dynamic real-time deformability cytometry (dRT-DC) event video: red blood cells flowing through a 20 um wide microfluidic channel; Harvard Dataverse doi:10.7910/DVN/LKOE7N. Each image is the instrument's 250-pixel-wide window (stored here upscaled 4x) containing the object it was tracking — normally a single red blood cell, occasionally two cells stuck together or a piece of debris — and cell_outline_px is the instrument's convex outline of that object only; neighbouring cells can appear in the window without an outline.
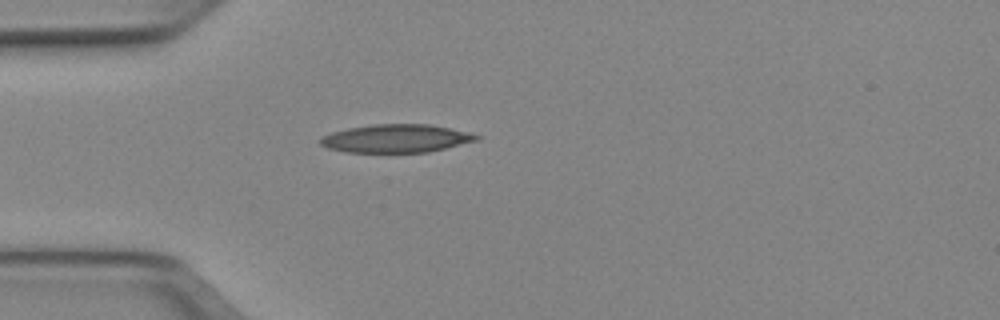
{"species": "Egyptian fruit bat (a non-hibernating species)", "species_latin": "Rousettus aegyptiacus", "temperature_condition": "cold", "stored_images_in_passage": 38, "camera_frame_rate_fps": 3000, "um_per_image_px": 0.085, "animal": {"sex": "female"}, "frame": {"image": 1, "passage_image": 1, "time_ms": 0.0, "image_size_px": [1000, 320], "cell_outline_px": [[480, 140], [428, 152], [344, 152], [328, 148], [320, 144], [320, 136], [332, 132], [348, 128], [372, 124], [428, 124], [468, 132], [480, 136]], "centroid_in_image_um": [33.65, 11.77], "position_along_channel_um": 51.3, "area_um2": 25.61}}
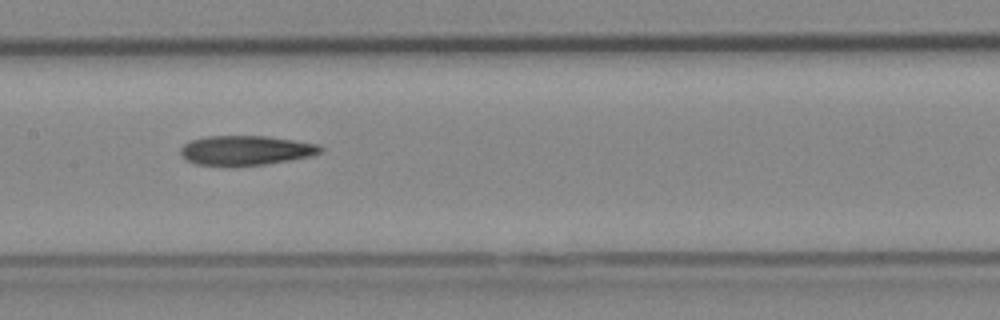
{"frame": {"image": 2, "passage_image": 12, "time_ms": 3.667, "image_size_px": [1000, 320], "cell_outline_px": [[324, 152], [308, 156], [288, 160], [264, 164], [232, 168], [196, 164], [188, 160], [180, 152], [180, 148], [184, 144], [192, 140], [208, 136], [264, 136], [320, 144], [324, 148]], "centroid_in_image_um": [20.89, 12.8], "position_along_channel_um": 186.5, "area_um2": 24.39}}
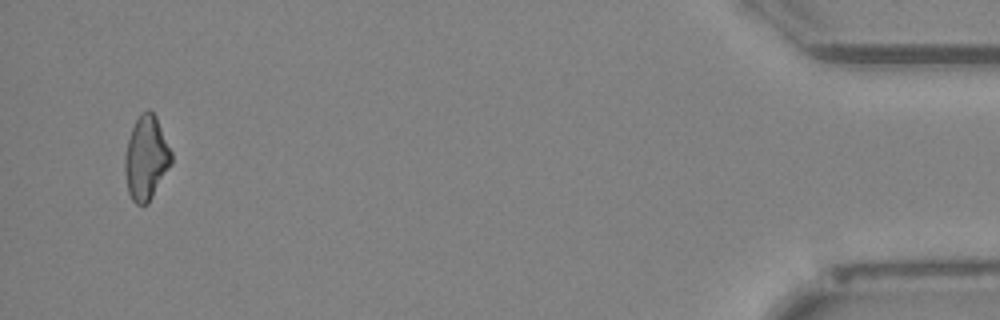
{"frame": {"image": 3, "passage_image": 36, "time_ms": 11.667, "image_size_px": [1000, 320], "cell_outline_px": [[172, 164], [148, 204], [136, 204], [132, 200], [128, 192], [124, 172], [124, 156], [128, 140], [132, 128], [140, 112], [148, 108], [156, 116], [172, 152]], "centroid_in_image_um": [12.42, 13.43], "position_along_channel_um": 422.8, "area_um2": 22.95}, "authors_computed_cell_mechanics": {"area_um2": 23.8136, "velocity_mm_per_s": 3.9576, "shape_relaxation_time_tau1_ms": null, "shape_relaxation_time_tau2_ms": 7.4063, "deformation_change_tau1": null, "deformation_change_tau2": 0.1961}}